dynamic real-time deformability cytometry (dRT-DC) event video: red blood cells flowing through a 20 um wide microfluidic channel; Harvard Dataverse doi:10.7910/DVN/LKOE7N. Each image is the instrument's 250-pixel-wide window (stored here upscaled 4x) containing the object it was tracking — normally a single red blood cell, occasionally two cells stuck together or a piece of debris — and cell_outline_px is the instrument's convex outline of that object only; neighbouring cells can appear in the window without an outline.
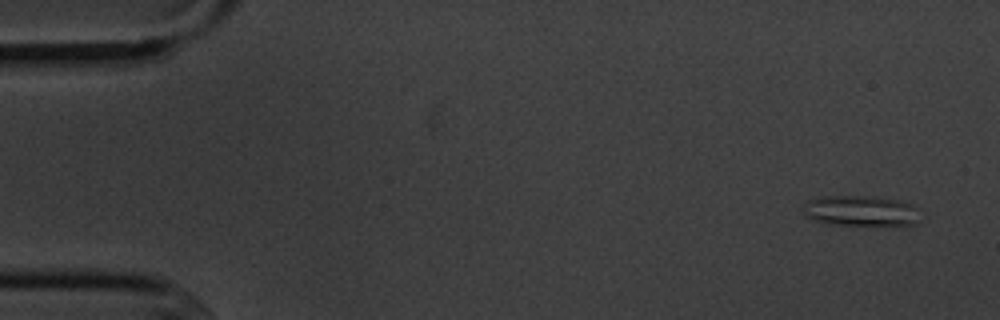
{"species": "common noctule bat (a hibernating species)", "species_latin": "Nyctalus noctula", "temperature_condition": "cold", "stored_images_in_passage": 4, "camera_frame_rate_fps": 3000, "um_per_image_px": 0.085, "animal": {"sex": "male", "body_mass_g": 20.1, "forearm_length_mm": 53.5}, "frame": {"image": 1, "passage_image": 1, "time_ms": 0.0, "image_size_px": [1000, 320], "cell_outline_px": [[920, 208], [916, 224], [828, 224], [812, 220], [804, 216], [804, 204], [808, 200], [824, 196], [872, 196], [900, 200], [912, 204]], "centroid_in_image_um": [73.15, 17.9], "position_along_channel_um": 11.8, "area_um2": 20.75}}